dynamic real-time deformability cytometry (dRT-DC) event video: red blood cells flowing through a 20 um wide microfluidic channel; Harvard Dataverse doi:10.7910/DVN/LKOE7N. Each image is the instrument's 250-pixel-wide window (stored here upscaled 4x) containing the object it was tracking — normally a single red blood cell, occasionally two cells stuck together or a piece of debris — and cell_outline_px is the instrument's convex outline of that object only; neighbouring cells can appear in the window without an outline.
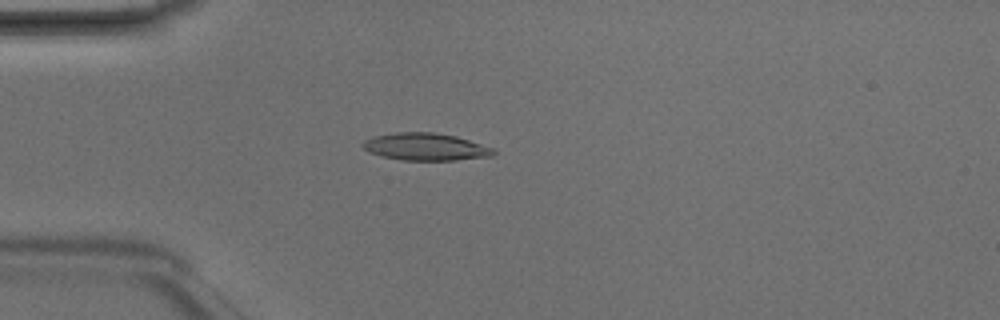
{"species": "Egyptian fruit bat (a non-hibernating species)", "species_latin": "Rousettus aegyptiacus", "temperature_condition": "room temperature", "stored_images_in_passage": 4, "camera_frame_rate_fps": 3000, "um_per_image_px": 0.085, "animal": {"sex": "male"}, "frame": {"image": 1, "passage_image": 4, "time_ms": 1.0, "image_size_px": [1000, 320], "cell_outline_px": [[496, 152], [492, 156], [456, 160], [400, 160], [380, 156], [368, 152], [360, 144], [364, 140], [372, 136], [396, 132], [436, 132], [456, 136], [492, 148]], "centroid_in_image_um": [36.11, 12.47], "position_along_channel_um": 48.9, "area_um2": 20.92}}